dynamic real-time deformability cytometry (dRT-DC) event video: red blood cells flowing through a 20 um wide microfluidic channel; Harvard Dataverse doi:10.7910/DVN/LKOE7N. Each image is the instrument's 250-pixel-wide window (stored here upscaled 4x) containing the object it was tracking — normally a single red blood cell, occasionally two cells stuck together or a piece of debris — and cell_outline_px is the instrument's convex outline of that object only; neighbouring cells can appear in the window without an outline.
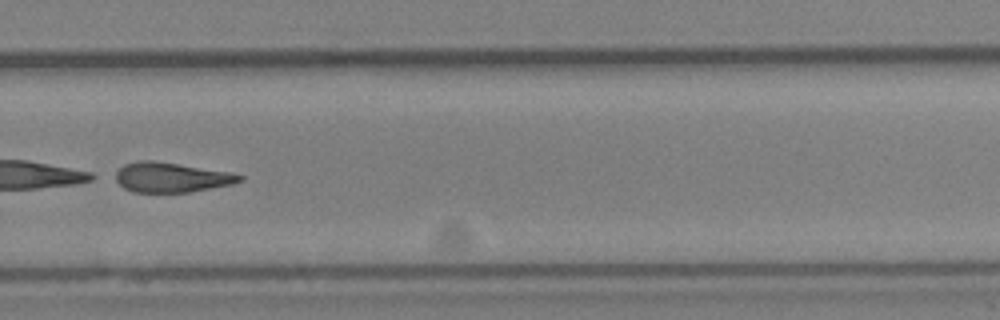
{"species": "Egyptian fruit bat (a non-hibernating species)", "species_latin": "Rousettus aegyptiacus", "temperature_condition": "cold", "stored_images_in_passage": 41, "camera_frame_rate_fps": 3000, "um_per_image_px": 0.085, "animal": {"sex": "female"}, "frame": {"image": 1, "passage_image": 27, "time_ms": 8.667, "image_size_px": [1000, 320], "cell_outline_px": [[244, 180], [232, 184], [188, 192], [132, 192], [124, 188], [108, 176], [124, 164], [136, 160], [152, 160], [232, 172], [244, 176]], "centroid_in_image_um": [14.47, 15.06], "position_along_channel_um": 315.3, "area_um2": 22.02}}
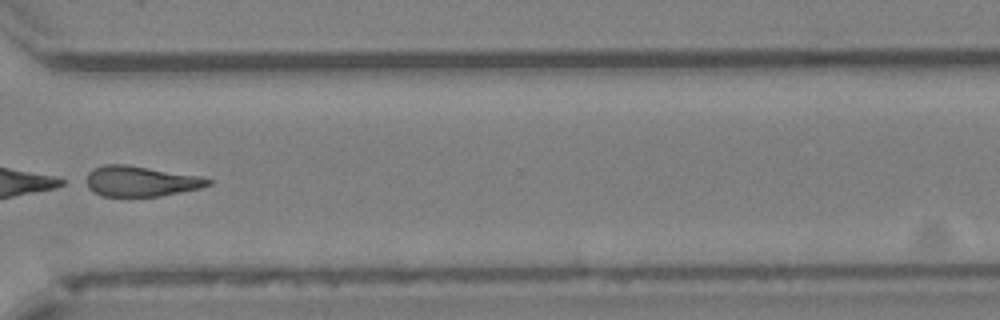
{"frame": {"image": 2, "passage_image": 30, "time_ms": 9.667, "image_size_px": [1000, 320], "cell_outline_px": [[212, 184], [200, 188], [160, 196], [100, 196], [88, 188], [88, 172], [92, 168], [104, 164], [124, 164], [200, 176], [212, 180]], "centroid_in_image_um": [11.95, 15.4], "position_along_channel_um": 358.6, "area_um2": 21.44}}